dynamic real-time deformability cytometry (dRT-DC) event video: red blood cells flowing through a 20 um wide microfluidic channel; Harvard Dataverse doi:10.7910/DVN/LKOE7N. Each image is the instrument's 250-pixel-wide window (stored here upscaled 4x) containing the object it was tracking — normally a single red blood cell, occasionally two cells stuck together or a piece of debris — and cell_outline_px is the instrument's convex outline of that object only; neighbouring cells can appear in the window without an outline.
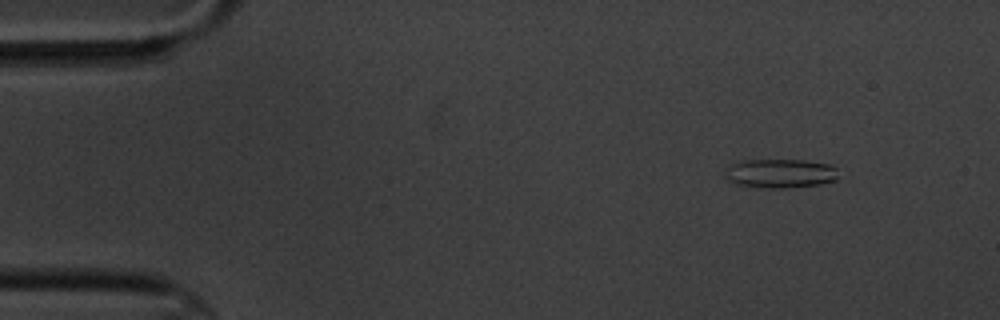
{"species": "common noctule bat (a hibernating species)", "species_latin": "Nyctalus noctula", "temperature_condition": "cold", "stored_images_in_passage": 4, "camera_frame_rate_fps": 3000, "um_per_image_px": 0.085, "animal": {"sex": "male", "body_mass_g": 20.1, "forearm_length_mm": 53.5}, "frame": {"image": 1, "passage_image": 2, "time_ms": 1.333, "image_size_px": [1000, 320], "cell_outline_px": [[836, 180], [820, 184], [788, 188], [768, 188], [732, 184], [724, 176], [728, 168], [732, 164], [744, 160], [804, 160], [832, 164], [836, 168]], "centroid_in_image_um": [66.32, 14.74], "position_along_channel_um": 18.7, "area_um2": 19.25}}